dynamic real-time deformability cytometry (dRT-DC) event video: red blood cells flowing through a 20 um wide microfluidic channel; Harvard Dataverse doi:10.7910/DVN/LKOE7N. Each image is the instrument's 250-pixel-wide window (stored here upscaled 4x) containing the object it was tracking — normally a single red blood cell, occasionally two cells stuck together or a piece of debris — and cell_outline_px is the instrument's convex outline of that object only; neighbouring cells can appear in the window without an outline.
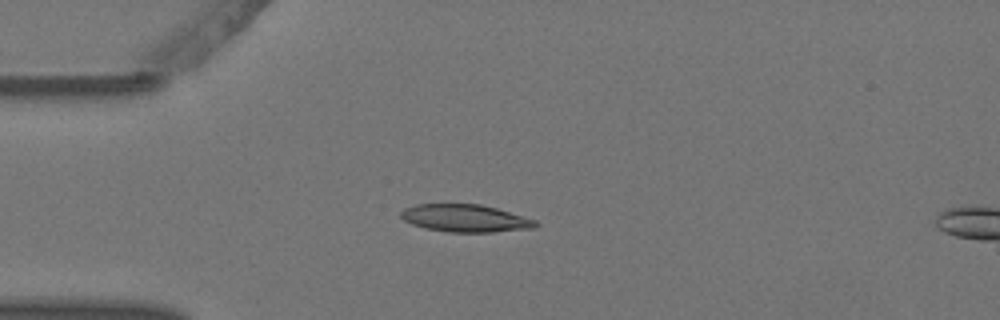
{"species": "Egyptian fruit bat (a non-hibernating species)", "species_latin": "Rousettus aegyptiacus", "temperature_condition": "warm", "stored_images_in_passage": 5, "camera_frame_rate_fps": 3000, "um_per_image_px": 0.085, "animal": {"sex": "female"}, "frame": {"image": 1, "passage_image": 4, "time_ms": 1.0, "image_size_px": [1000, 320], "cell_outline_px": [[540, 224], [536, 228], [492, 232], [448, 232], [424, 228], [412, 224], [404, 220], [400, 216], [400, 212], [404, 208], [416, 204], [480, 204], [496, 208], [524, 216], [536, 220]], "centroid_in_image_um": [39.56, 18.55], "position_along_channel_um": 45.4, "area_um2": 21.73}}